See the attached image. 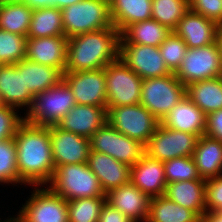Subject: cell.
Here are the masks:
<instances>
[{
    "label": "cell",
    "instance_id": "1",
    "mask_svg": "<svg viewBox=\"0 0 222 222\" xmlns=\"http://www.w3.org/2000/svg\"><path fill=\"white\" fill-rule=\"evenodd\" d=\"M14 139L21 181L25 186H47L55 171L49 126L23 122Z\"/></svg>",
    "mask_w": 222,
    "mask_h": 222
},
{
    "label": "cell",
    "instance_id": "2",
    "mask_svg": "<svg viewBox=\"0 0 222 222\" xmlns=\"http://www.w3.org/2000/svg\"><path fill=\"white\" fill-rule=\"evenodd\" d=\"M119 52L120 32L115 26L70 37L65 73L105 68Z\"/></svg>",
    "mask_w": 222,
    "mask_h": 222
},
{
    "label": "cell",
    "instance_id": "3",
    "mask_svg": "<svg viewBox=\"0 0 222 222\" xmlns=\"http://www.w3.org/2000/svg\"><path fill=\"white\" fill-rule=\"evenodd\" d=\"M47 186L66 201L80 198L106 197L98 178L87 163L65 164L56 167Z\"/></svg>",
    "mask_w": 222,
    "mask_h": 222
},
{
    "label": "cell",
    "instance_id": "4",
    "mask_svg": "<svg viewBox=\"0 0 222 222\" xmlns=\"http://www.w3.org/2000/svg\"><path fill=\"white\" fill-rule=\"evenodd\" d=\"M75 105L72 90L62 80L58 85L34 96L24 115V122L36 126H53Z\"/></svg>",
    "mask_w": 222,
    "mask_h": 222
},
{
    "label": "cell",
    "instance_id": "5",
    "mask_svg": "<svg viewBox=\"0 0 222 222\" xmlns=\"http://www.w3.org/2000/svg\"><path fill=\"white\" fill-rule=\"evenodd\" d=\"M61 11L67 38L113 26L110 4L102 0H82Z\"/></svg>",
    "mask_w": 222,
    "mask_h": 222
},
{
    "label": "cell",
    "instance_id": "6",
    "mask_svg": "<svg viewBox=\"0 0 222 222\" xmlns=\"http://www.w3.org/2000/svg\"><path fill=\"white\" fill-rule=\"evenodd\" d=\"M186 96V86L174 73L142 81L143 105L159 122Z\"/></svg>",
    "mask_w": 222,
    "mask_h": 222
},
{
    "label": "cell",
    "instance_id": "7",
    "mask_svg": "<svg viewBox=\"0 0 222 222\" xmlns=\"http://www.w3.org/2000/svg\"><path fill=\"white\" fill-rule=\"evenodd\" d=\"M107 110L111 107L140 104L143 79L120 58L104 68Z\"/></svg>",
    "mask_w": 222,
    "mask_h": 222
},
{
    "label": "cell",
    "instance_id": "8",
    "mask_svg": "<svg viewBox=\"0 0 222 222\" xmlns=\"http://www.w3.org/2000/svg\"><path fill=\"white\" fill-rule=\"evenodd\" d=\"M185 86L222 76V55L217 40L207 46L188 48L183 61L174 73Z\"/></svg>",
    "mask_w": 222,
    "mask_h": 222
},
{
    "label": "cell",
    "instance_id": "9",
    "mask_svg": "<svg viewBox=\"0 0 222 222\" xmlns=\"http://www.w3.org/2000/svg\"><path fill=\"white\" fill-rule=\"evenodd\" d=\"M89 140L91 151L109 155L130 167L145 155V144L116 131L108 122Z\"/></svg>",
    "mask_w": 222,
    "mask_h": 222
},
{
    "label": "cell",
    "instance_id": "10",
    "mask_svg": "<svg viewBox=\"0 0 222 222\" xmlns=\"http://www.w3.org/2000/svg\"><path fill=\"white\" fill-rule=\"evenodd\" d=\"M107 122L120 133L147 144L159 121L141 104L111 107Z\"/></svg>",
    "mask_w": 222,
    "mask_h": 222
},
{
    "label": "cell",
    "instance_id": "11",
    "mask_svg": "<svg viewBox=\"0 0 222 222\" xmlns=\"http://www.w3.org/2000/svg\"><path fill=\"white\" fill-rule=\"evenodd\" d=\"M44 187L34 186L30 198L16 216L22 222H68L67 201Z\"/></svg>",
    "mask_w": 222,
    "mask_h": 222
},
{
    "label": "cell",
    "instance_id": "12",
    "mask_svg": "<svg viewBox=\"0 0 222 222\" xmlns=\"http://www.w3.org/2000/svg\"><path fill=\"white\" fill-rule=\"evenodd\" d=\"M199 138L198 135L167 128L159 123L145 145V154L161 162L193 156Z\"/></svg>",
    "mask_w": 222,
    "mask_h": 222
},
{
    "label": "cell",
    "instance_id": "13",
    "mask_svg": "<svg viewBox=\"0 0 222 222\" xmlns=\"http://www.w3.org/2000/svg\"><path fill=\"white\" fill-rule=\"evenodd\" d=\"M63 81L72 90L76 104L107 107L104 68L63 73Z\"/></svg>",
    "mask_w": 222,
    "mask_h": 222
},
{
    "label": "cell",
    "instance_id": "14",
    "mask_svg": "<svg viewBox=\"0 0 222 222\" xmlns=\"http://www.w3.org/2000/svg\"><path fill=\"white\" fill-rule=\"evenodd\" d=\"M119 58L142 79L163 77L171 74L159 47L120 43Z\"/></svg>",
    "mask_w": 222,
    "mask_h": 222
},
{
    "label": "cell",
    "instance_id": "15",
    "mask_svg": "<svg viewBox=\"0 0 222 222\" xmlns=\"http://www.w3.org/2000/svg\"><path fill=\"white\" fill-rule=\"evenodd\" d=\"M54 166L87 163L91 151L90 140L61 130L56 125L49 126Z\"/></svg>",
    "mask_w": 222,
    "mask_h": 222
},
{
    "label": "cell",
    "instance_id": "16",
    "mask_svg": "<svg viewBox=\"0 0 222 222\" xmlns=\"http://www.w3.org/2000/svg\"><path fill=\"white\" fill-rule=\"evenodd\" d=\"M107 122V107L76 104L56 124L61 130L90 139Z\"/></svg>",
    "mask_w": 222,
    "mask_h": 222
},
{
    "label": "cell",
    "instance_id": "17",
    "mask_svg": "<svg viewBox=\"0 0 222 222\" xmlns=\"http://www.w3.org/2000/svg\"><path fill=\"white\" fill-rule=\"evenodd\" d=\"M66 36L27 39L25 58L46 66L58 68L65 73L67 65Z\"/></svg>",
    "mask_w": 222,
    "mask_h": 222
},
{
    "label": "cell",
    "instance_id": "18",
    "mask_svg": "<svg viewBox=\"0 0 222 222\" xmlns=\"http://www.w3.org/2000/svg\"><path fill=\"white\" fill-rule=\"evenodd\" d=\"M130 182L150 198L165 195L164 163L145 154L130 168Z\"/></svg>",
    "mask_w": 222,
    "mask_h": 222
},
{
    "label": "cell",
    "instance_id": "19",
    "mask_svg": "<svg viewBox=\"0 0 222 222\" xmlns=\"http://www.w3.org/2000/svg\"><path fill=\"white\" fill-rule=\"evenodd\" d=\"M219 25L190 9L179 20L174 32L185 42L188 48L207 46L217 40Z\"/></svg>",
    "mask_w": 222,
    "mask_h": 222
},
{
    "label": "cell",
    "instance_id": "20",
    "mask_svg": "<svg viewBox=\"0 0 222 222\" xmlns=\"http://www.w3.org/2000/svg\"><path fill=\"white\" fill-rule=\"evenodd\" d=\"M106 202L119 210L133 222L147 219L151 198L131 182L109 191Z\"/></svg>",
    "mask_w": 222,
    "mask_h": 222
},
{
    "label": "cell",
    "instance_id": "21",
    "mask_svg": "<svg viewBox=\"0 0 222 222\" xmlns=\"http://www.w3.org/2000/svg\"><path fill=\"white\" fill-rule=\"evenodd\" d=\"M87 164L98 178L104 194L130 182L131 167L109 155L90 151Z\"/></svg>",
    "mask_w": 222,
    "mask_h": 222
},
{
    "label": "cell",
    "instance_id": "22",
    "mask_svg": "<svg viewBox=\"0 0 222 222\" xmlns=\"http://www.w3.org/2000/svg\"><path fill=\"white\" fill-rule=\"evenodd\" d=\"M34 96L24 88L23 73H19L15 64L0 65V104L8 107H24L26 112Z\"/></svg>",
    "mask_w": 222,
    "mask_h": 222
},
{
    "label": "cell",
    "instance_id": "23",
    "mask_svg": "<svg viewBox=\"0 0 222 222\" xmlns=\"http://www.w3.org/2000/svg\"><path fill=\"white\" fill-rule=\"evenodd\" d=\"M160 123L167 128L200 137L205 135L206 114L185 96Z\"/></svg>",
    "mask_w": 222,
    "mask_h": 222
},
{
    "label": "cell",
    "instance_id": "24",
    "mask_svg": "<svg viewBox=\"0 0 222 222\" xmlns=\"http://www.w3.org/2000/svg\"><path fill=\"white\" fill-rule=\"evenodd\" d=\"M205 191L206 180L173 182L167 184L164 196L201 218L206 213Z\"/></svg>",
    "mask_w": 222,
    "mask_h": 222
},
{
    "label": "cell",
    "instance_id": "25",
    "mask_svg": "<svg viewBox=\"0 0 222 222\" xmlns=\"http://www.w3.org/2000/svg\"><path fill=\"white\" fill-rule=\"evenodd\" d=\"M15 65L19 73H23L24 88L33 96L58 85L63 80V73L52 66H46L26 58Z\"/></svg>",
    "mask_w": 222,
    "mask_h": 222
},
{
    "label": "cell",
    "instance_id": "26",
    "mask_svg": "<svg viewBox=\"0 0 222 222\" xmlns=\"http://www.w3.org/2000/svg\"><path fill=\"white\" fill-rule=\"evenodd\" d=\"M197 172L203 179L222 175V142L207 135L200 136L193 153Z\"/></svg>",
    "mask_w": 222,
    "mask_h": 222
},
{
    "label": "cell",
    "instance_id": "27",
    "mask_svg": "<svg viewBox=\"0 0 222 222\" xmlns=\"http://www.w3.org/2000/svg\"><path fill=\"white\" fill-rule=\"evenodd\" d=\"M186 96L206 115L222 109V76L187 85Z\"/></svg>",
    "mask_w": 222,
    "mask_h": 222
},
{
    "label": "cell",
    "instance_id": "28",
    "mask_svg": "<svg viewBox=\"0 0 222 222\" xmlns=\"http://www.w3.org/2000/svg\"><path fill=\"white\" fill-rule=\"evenodd\" d=\"M110 11L113 26L121 33L130 24L152 19V0H113Z\"/></svg>",
    "mask_w": 222,
    "mask_h": 222
},
{
    "label": "cell",
    "instance_id": "29",
    "mask_svg": "<svg viewBox=\"0 0 222 222\" xmlns=\"http://www.w3.org/2000/svg\"><path fill=\"white\" fill-rule=\"evenodd\" d=\"M172 31L154 19L130 24L120 33V43L159 47Z\"/></svg>",
    "mask_w": 222,
    "mask_h": 222
},
{
    "label": "cell",
    "instance_id": "30",
    "mask_svg": "<svg viewBox=\"0 0 222 222\" xmlns=\"http://www.w3.org/2000/svg\"><path fill=\"white\" fill-rule=\"evenodd\" d=\"M149 222H200L194 212L169 200L166 196L151 198L147 219Z\"/></svg>",
    "mask_w": 222,
    "mask_h": 222
},
{
    "label": "cell",
    "instance_id": "31",
    "mask_svg": "<svg viewBox=\"0 0 222 222\" xmlns=\"http://www.w3.org/2000/svg\"><path fill=\"white\" fill-rule=\"evenodd\" d=\"M64 36L62 11L58 8L33 10L27 39Z\"/></svg>",
    "mask_w": 222,
    "mask_h": 222
},
{
    "label": "cell",
    "instance_id": "32",
    "mask_svg": "<svg viewBox=\"0 0 222 222\" xmlns=\"http://www.w3.org/2000/svg\"><path fill=\"white\" fill-rule=\"evenodd\" d=\"M33 10L22 3L0 5V29L27 36Z\"/></svg>",
    "mask_w": 222,
    "mask_h": 222
},
{
    "label": "cell",
    "instance_id": "33",
    "mask_svg": "<svg viewBox=\"0 0 222 222\" xmlns=\"http://www.w3.org/2000/svg\"><path fill=\"white\" fill-rule=\"evenodd\" d=\"M189 10V0H152V19L174 31Z\"/></svg>",
    "mask_w": 222,
    "mask_h": 222
},
{
    "label": "cell",
    "instance_id": "34",
    "mask_svg": "<svg viewBox=\"0 0 222 222\" xmlns=\"http://www.w3.org/2000/svg\"><path fill=\"white\" fill-rule=\"evenodd\" d=\"M106 197H91L67 201L68 222H98Z\"/></svg>",
    "mask_w": 222,
    "mask_h": 222
},
{
    "label": "cell",
    "instance_id": "35",
    "mask_svg": "<svg viewBox=\"0 0 222 222\" xmlns=\"http://www.w3.org/2000/svg\"><path fill=\"white\" fill-rule=\"evenodd\" d=\"M24 185L18 173L15 139L0 141V184ZM15 184V185H14Z\"/></svg>",
    "mask_w": 222,
    "mask_h": 222
},
{
    "label": "cell",
    "instance_id": "36",
    "mask_svg": "<svg viewBox=\"0 0 222 222\" xmlns=\"http://www.w3.org/2000/svg\"><path fill=\"white\" fill-rule=\"evenodd\" d=\"M27 36L0 29V65L16 64L26 56Z\"/></svg>",
    "mask_w": 222,
    "mask_h": 222
},
{
    "label": "cell",
    "instance_id": "37",
    "mask_svg": "<svg viewBox=\"0 0 222 222\" xmlns=\"http://www.w3.org/2000/svg\"><path fill=\"white\" fill-rule=\"evenodd\" d=\"M163 163L167 184L191 180H205L199 176L192 156L178 157Z\"/></svg>",
    "mask_w": 222,
    "mask_h": 222
},
{
    "label": "cell",
    "instance_id": "38",
    "mask_svg": "<svg viewBox=\"0 0 222 222\" xmlns=\"http://www.w3.org/2000/svg\"><path fill=\"white\" fill-rule=\"evenodd\" d=\"M161 57L168 69L175 73L185 57L188 46L174 31L159 46Z\"/></svg>",
    "mask_w": 222,
    "mask_h": 222
},
{
    "label": "cell",
    "instance_id": "39",
    "mask_svg": "<svg viewBox=\"0 0 222 222\" xmlns=\"http://www.w3.org/2000/svg\"><path fill=\"white\" fill-rule=\"evenodd\" d=\"M17 111V112H16ZM16 108L0 104V141L14 138L18 127L24 122Z\"/></svg>",
    "mask_w": 222,
    "mask_h": 222
},
{
    "label": "cell",
    "instance_id": "40",
    "mask_svg": "<svg viewBox=\"0 0 222 222\" xmlns=\"http://www.w3.org/2000/svg\"><path fill=\"white\" fill-rule=\"evenodd\" d=\"M189 9L222 24V0H189Z\"/></svg>",
    "mask_w": 222,
    "mask_h": 222
},
{
    "label": "cell",
    "instance_id": "41",
    "mask_svg": "<svg viewBox=\"0 0 222 222\" xmlns=\"http://www.w3.org/2000/svg\"><path fill=\"white\" fill-rule=\"evenodd\" d=\"M206 212L222 211V175L206 179Z\"/></svg>",
    "mask_w": 222,
    "mask_h": 222
},
{
    "label": "cell",
    "instance_id": "42",
    "mask_svg": "<svg viewBox=\"0 0 222 222\" xmlns=\"http://www.w3.org/2000/svg\"><path fill=\"white\" fill-rule=\"evenodd\" d=\"M205 135L222 142V109L206 115Z\"/></svg>",
    "mask_w": 222,
    "mask_h": 222
},
{
    "label": "cell",
    "instance_id": "43",
    "mask_svg": "<svg viewBox=\"0 0 222 222\" xmlns=\"http://www.w3.org/2000/svg\"><path fill=\"white\" fill-rule=\"evenodd\" d=\"M98 222H133L127 216H124L119 210L114 208L108 202H105Z\"/></svg>",
    "mask_w": 222,
    "mask_h": 222
},
{
    "label": "cell",
    "instance_id": "44",
    "mask_svg": "<svg viewBox=\"0 0 222 222\" xmlns=\"http://www.w3.org/2000/svg\"><path fill=\"white\" fill-rule=\"evenodd\" d=\"M23 3L32 10L54 8V0H24Z\"/></svg>",
    "mask_w": 222,
    "mask_h": 222
},
{
    "label": "cell",
    "instance_id": "45",
    "mask_svg": "<svg viewBox=\"0 0 222 222\" xmlns=\"http://www.w3.org/2000/svg\"><path fill=\"white\" fill-rule=\"evenodd\" d=\"M200 222H222V211L206 212Z\"/></svg>",
    "mask_w": 222,
    "mask_h": 222
},
{
    "label": "cell",
    "instance_id": "46",
    "mask_svg": "<svg viewBox=\"0 0 222 222\" xmlns=\"http://www.w3.org/2000/svg\"><path fill=\"white\" fill-rule=\"evenodd\" d=\"M82 0H54V8L63 9Z\"/></svg>",
    "mask_w": 222,
    "mask_h": 222
},
{
    "label": "cell",
    "instance_id": "47",
    "mask_svg": "<svg viewBox=\"0 0 222 222\" xmlns=\"http://www.w3.org/2000/svg\"><path fill=\"white\" fill-rule=\"evenodd\" d=\"M217 42L220 48V53L222 55V24H220L218 27Z\"/></svg>",
    "mask_w": 222,
    "mask_h": 222
},
{
    "label": "cell",
    "instance_id": "48",
    "mask_svg": "<svg viewBox=\"0 0 222 222\" xmlns=\"http://www.w3.org/2000/svg\"><path fill=\"white\" fill-rule=\"evenodd\" d=\"M10 217V218H9ZM6 218V220L2 221L1 218H0V222H22L17 216L15 217H12V216H9ZM9 218V219H8Z\"/></svg>",
    "mask_w": 222,
    "mask_h": 222
},
{
    "label": "cell",
    "instance_id": "49",
    "mask_svg": "<svg viewBox=\"0 0 222 222\" xmlns=\"http://www.w3.org/2000/svg\"><path fill=\"white\" fill-rule=\"evenodd\" d=\"M24 0H0V5L8 3H22Z\"/></svg>",
    "mask_w": 222,
    "mask_h": 222
},
{
    "label": "cell",
    "instance_id": "50",
    "mask_svg": "<svg viewBox=\"0 0 222 222\" xmlns=\"http://www.w3.org/2000/svg\"><path fill=\"white\" fill-rule=\"evenodd\" d=\"M102 1H105V2H107L109 4H111L113 0H102Z\"/></svg>",
    "mask_w": 222,
    "mask_h": 222
}]
</instances>
